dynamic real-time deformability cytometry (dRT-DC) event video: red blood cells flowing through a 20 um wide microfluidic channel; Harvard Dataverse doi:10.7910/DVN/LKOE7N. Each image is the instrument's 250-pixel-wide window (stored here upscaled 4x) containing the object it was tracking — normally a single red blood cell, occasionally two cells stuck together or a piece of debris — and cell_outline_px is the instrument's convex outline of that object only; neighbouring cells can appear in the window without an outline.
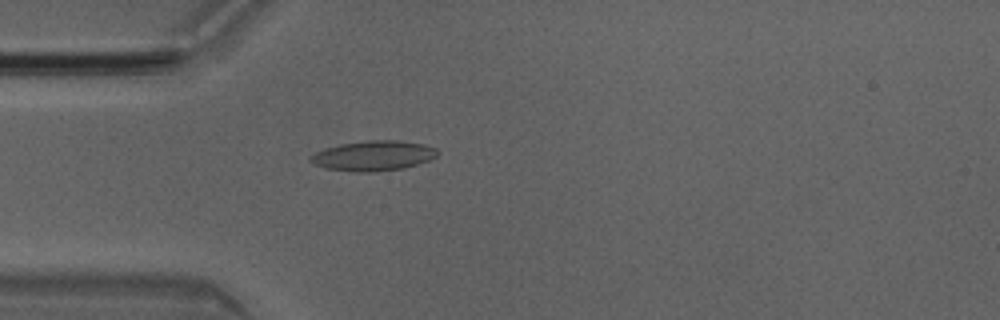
{"species": "Egyptian fruit bat (a non-hibernating species)", "species_latin": "Rousettus aegyptiacus", "temperature_condition": "room temperature", "stored_images_in_passage": 50, "camera_frame_rate_fps": 3000, "um_per_image_px": 0.085, "animal": {"sex": "male"}, "frame": {"image": 1, "passage_image": 14, "time_ms": 4.333, "image_size_px": [1000, 320], "cell_outline_px": [[440, 152], [436, 156], [428, 160], [404, 168], [372, 172], [356, 172], [324, 168], [308, 160], [308, 156], [316, 152], [340, 144], [368, 140], [400, 140], [424, 144], [436, 148]], "centroid_in_image_um": [31.74, 13.23], "position_along_channel_um": 53.3, "area_um2": 22.2}}
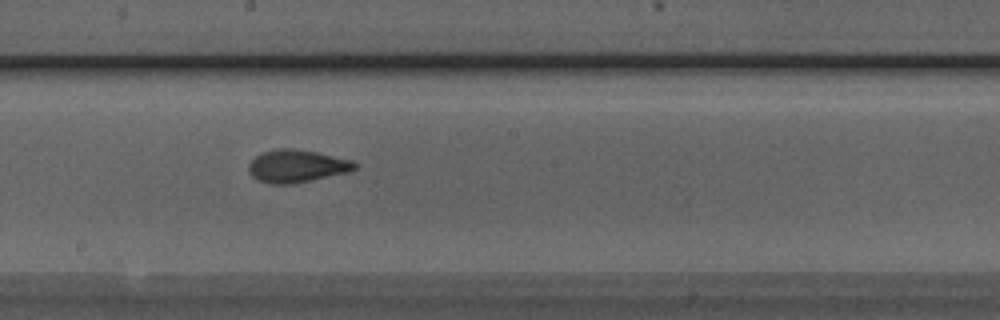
{"frame": {"image": 2, "passage_image": 27, "time_ms": 8.667, "image_size_px": [1000, 320], "cell_outline_px": [[356, 168], [348, 172], [292, 184], [272, 184], [260, 180], [252, 176], [248, 172], [248, 164], [260, 152], [276, 148], [292, 148], [316, 152], [352, 160], [356, 164]], "centroid_in_image_um": [25.19, 14.1], "position_along_channel_um": 223.0, "area_um2": 20.11}}
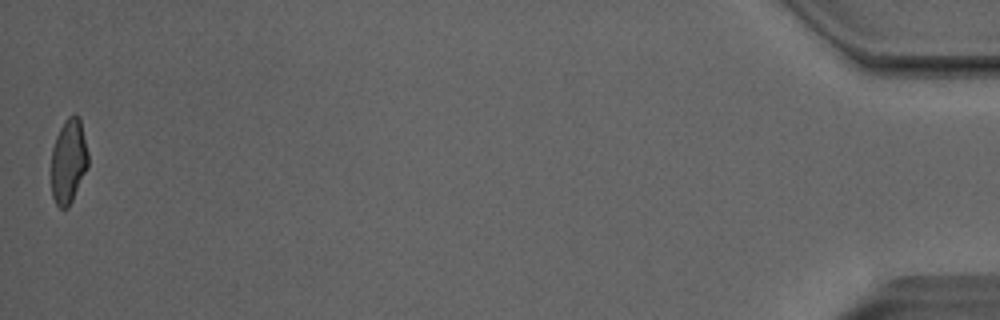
{"frame": {"image": 3, "passage_image": 50, "time_ms": 16.333, "image_size_px": [1000, 320], "cell_outline_px": [[88, 168], [68, 208], [60, 208], [56, 204], [52, 196], [52, 148], [56, 136], [64, 120], [68, 116], [76, 112], [80, 116], [88, 152]], "centroid_in_image_um": [5.84, 13.65], "position_along_channel_um": 429.4, "area_um2": 18.38}, "authors_computed_cell_mechanics": {"area_um2": 19.7098, "velocity_mm_per_s": 4.0481, "shape_relaxation_time_tau1_ms": 6.0419, "shape_relaxation_time_tau2_ms": 1.2463, "deformation_change_tau1": 0.1893, "deformation_change_tau2": 0.0781}}